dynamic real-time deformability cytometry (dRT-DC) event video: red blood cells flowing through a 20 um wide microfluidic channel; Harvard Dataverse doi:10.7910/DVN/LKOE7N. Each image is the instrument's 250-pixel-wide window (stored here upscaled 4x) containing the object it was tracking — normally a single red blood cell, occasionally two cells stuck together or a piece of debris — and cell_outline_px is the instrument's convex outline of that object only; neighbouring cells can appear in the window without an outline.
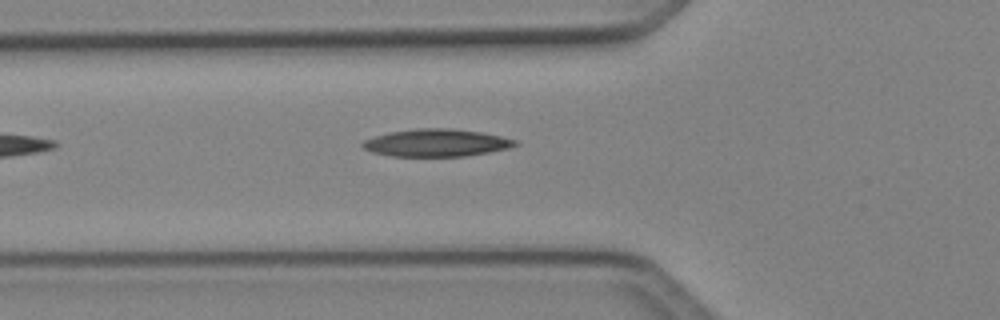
{"species": "Egyptian fruit bat (a non-hibernating species)", "species_latin": "Rousettus aegyptiacus", "temperature_condition": "cold", "stored_images_in_passage": 6, "segment_of_instrument_passage": [1, 2], "camera_frame_rate_fps": 3000, "um_per_image_px": 0.085, "animal": {"sex": "female"}, "frame": {"image": 1, "passage_image": 5, "time_ms": 1.333, "image_size_px": [1000, 320], "cell_outline_px": [[520, 144], [508, 148], [488, 152], [464, 156], [392, 156], [372, 152], [364, 148], [360, 144], [364, 140], [376, 136], [392, 132], [416, 128], [452, 128], [484, 132], [516, 140]], "centroid_in_image_um": [37.12, 12.13], "position_along_channel_um": 88.7, "area_um2": 24.33}}